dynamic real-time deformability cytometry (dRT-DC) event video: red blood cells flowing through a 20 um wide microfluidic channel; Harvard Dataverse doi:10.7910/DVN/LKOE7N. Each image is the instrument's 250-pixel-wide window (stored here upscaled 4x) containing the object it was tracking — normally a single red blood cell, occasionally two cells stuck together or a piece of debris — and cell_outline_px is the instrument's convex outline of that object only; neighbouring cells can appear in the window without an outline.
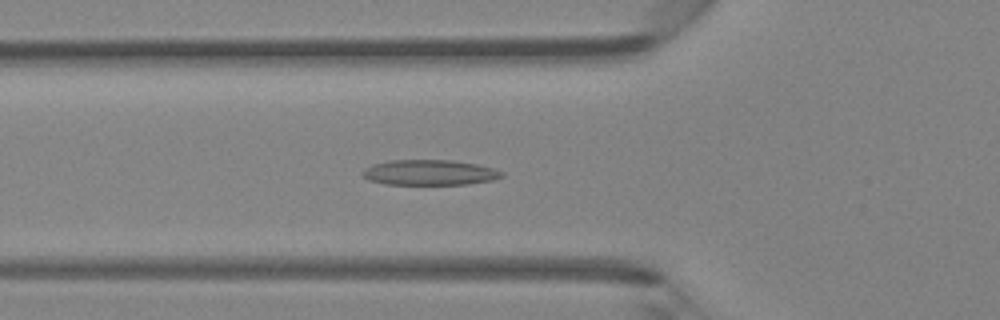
{"species": "Egyptian fruit bat (a non-hibernating species)", "species_latin": "Rousettus aegyptiacus", "temperature_condition": "room temperature", "stored_images_in_passage": 47, "camera_frame_rate_fps": 3000, "um_per_image_px": 0.085, "animal": {"sex": "female"}, "frame": {"image": 1, "passage_image": 17, "time_ms": 5.333, "image_size_px": [1000, 320], "cell_outline_px": [[504, 176], [492, 180], [468, 184], [384, 184], [368, 180], [360, 172], [364, 168], [372, 164], [388, 160], [452, 160], [476, 164], [492, 168], [504, 172]], "centroid_in_image_um": [36.48, 14.66], "position_along_channel_um": 89.3, "area_um2": 20.63}}
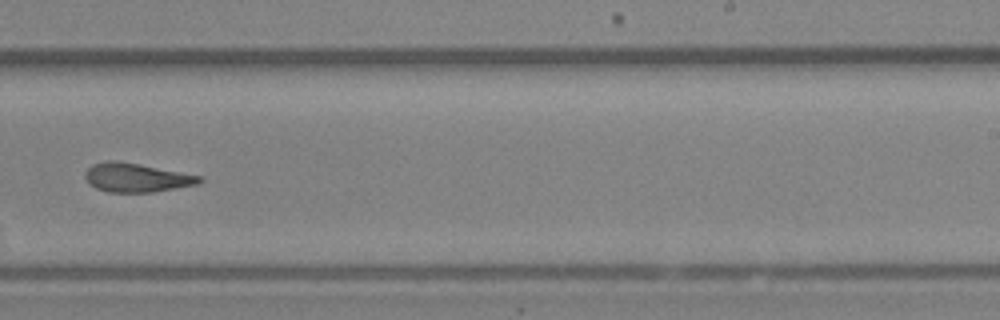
{"frame": {"image": 2, "passage_image": 30, "time_ms": 9.667, "image_size_px": [1000, 320], "cell_outline_px": [[204, 180], [200, 184], [152, 192], [108, 192], [96, 188], [84, 176], [84, 172], [92, 164], [108, 160], [116, 160], [200, 176]], "centroid_in_image_um": [11.59, 15.1], "position_along_channel_um": 277.4, "area_um2": 18.96}}
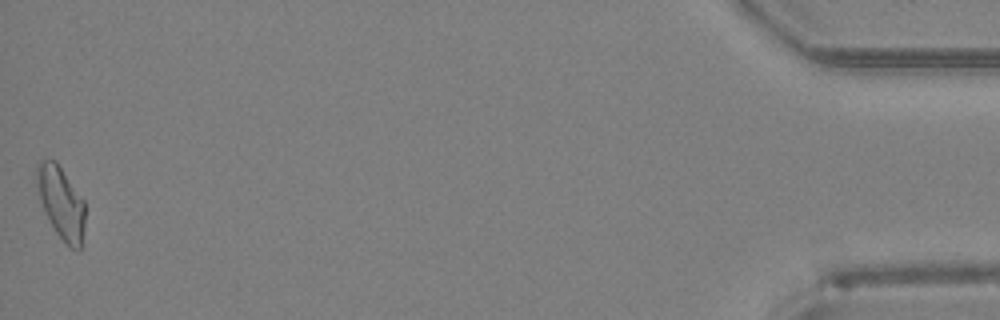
{"frame": {"image": 3, "passage_image": 47, "time_ms": 15.333, "image_size_px": [1000, 320], "cell_outline_px": [[84, 228], [80, 248], [72, 248], [56, 232], [40, 200], [36, 184], [36, 164], [40, 160], [56, 160], [84, 200]], "centroid_in_image_um": [5.18, 17.15], "position_along_channel_um": 430.0, "area_um2": 19.88}, "authors_computed_cell_mechanics": {"area_um2": 19.8832, "velocity_mm_per_s": 4.3489, "shape_relaxation_time_tau1_ms": null, "shape_relaxation_time_tau2_ms": 2.6889, "deformation_change_tau1": null, "deformation_change_tau2": 0.1154}}